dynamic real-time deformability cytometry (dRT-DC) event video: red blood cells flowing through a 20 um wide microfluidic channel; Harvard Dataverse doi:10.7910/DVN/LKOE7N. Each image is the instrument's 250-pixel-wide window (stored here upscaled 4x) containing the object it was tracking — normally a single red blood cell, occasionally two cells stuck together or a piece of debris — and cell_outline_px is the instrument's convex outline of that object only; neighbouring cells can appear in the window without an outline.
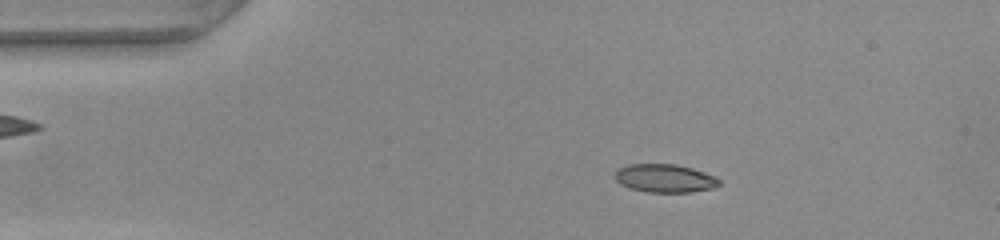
{"species": "common noctule bat (a hibernating species)", "species_latin": "Nyctalus noctula", "temperature_condition": "warm", "stored_images_in_passage": 53, "camera_frame_rate_fps": 3000, "um_per_image_px": 0.085, "animal": {"sex": "female", "body_mass_g": 22.0, "forearm_length_mm": 56.7}, "frame": {"image": 1, "passage_image": 9, "time_ms": 2.667, "image_size_px": [1000, 240], "cell_outline_px": [[720, 184], [712, 188], [688, 192], [648, 192], [632, 188], [620, 184], [616, 180], [616, 168], [628, 164], [676, 164], [692, 168], [716, 176], [720, 180]], "centroid_in_image_um": [56.51, 15.14], "position_along_channel_um": 28.5, "area_um2": 17.11}}
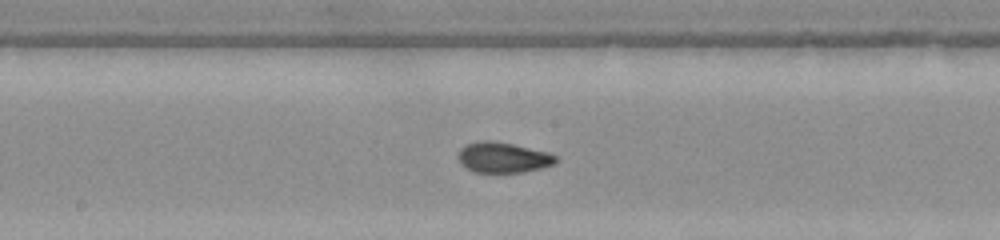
{"frame": {"image": 2, "passage_image": 27, "time_ms": 8.667, "image_size_px": [1000, 240], "cell_outline_px": [[560, 160], [552, 164], [540, 168], [524, 172], [472, 172], [460, 164], [460, 148], [464, 144], [476, 140], [492, 140], [512, 144], [548, 152], [556, 156]], "centroid_in_image_um": [42.74, 13.37], "position_along_channel_um": 205.5, "area_um2": 17.4}}
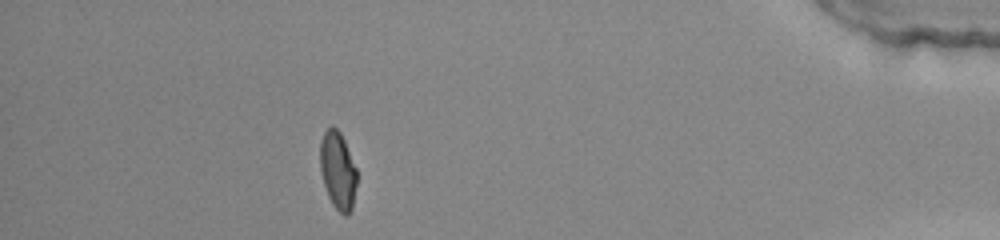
{"frame": {"image": 3, "passage_image": 47, "time_ms": 15.333, "image_size_px": [1000, 240], "cell_outline_px": [[356, 184], [352, 208], [348, 216], [344, 216], [332, 204], [328, 196], [320, 172], [320, 140], [324, 132], [332, 124], [340, 132], [344, 140], [356, 168]], "centroid_in_image_um": [28.7, 14.49], "position_along_channel_um": 406.5, "area_um2": 16.65}, "authors_computed_cell_mechanics": {"area_um2": 17.1088, "velocity_mm_per_s": 3.8355, "shape_relaxation_time_tau1_ms": null, "shape_relaxation_time_tau2_ms": 0.9073, "deformation_change_tau1": null, "deformation_change_tau2": 0.0501}}